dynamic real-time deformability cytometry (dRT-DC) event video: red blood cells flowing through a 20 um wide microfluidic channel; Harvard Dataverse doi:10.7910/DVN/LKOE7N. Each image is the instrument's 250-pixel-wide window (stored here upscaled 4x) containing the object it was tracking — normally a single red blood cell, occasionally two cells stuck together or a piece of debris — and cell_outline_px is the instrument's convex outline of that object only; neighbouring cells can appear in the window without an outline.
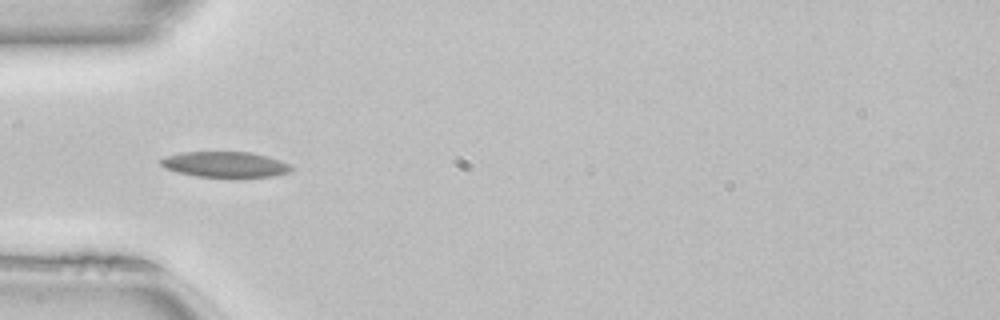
{"species": "common noctule bat (a hibernating species)", "species_latin": "Nyctalus noctula", "temperature_condition": "room temperature", "stored_images_in_passage": 49, "camera_frame_rate_fps": 3000, "um_per_image_px": 0.085, "animal": {"sex": "female", "body_mass_g": 22.7, "forearm_length_mm": 54.2}, "frame": {"image": 1, "passage_image": 15, "time_ms": 4.667, "image_size_px": [1000, 320], "cell_outline_px": [[292, 168], [288, 172], [272, 176], [232, 180], [228, 180], [196, 176], [176, 172], [164, 168], [160, 164], [160, 160], [164, 156], [184, 152], [248, 152], [268, 156], [280, 160], [288, 164]], "centroid_in_image_um": [19.11, 14.02], "position_along_channel_um": 65.9, "area_um2": 20.29}, "authors_computed_cell_mechanics": {"area_um2": 18.9584, "velocity_mm_per_s": 4.1017, "shape_relaxation_time_tau1_ms": 7.7405, "shape_relaxation_time_tau2_ms": 6.1354, "deformation_change_tau1": 0.1702, "deformation_change_tau2": 0.135}}